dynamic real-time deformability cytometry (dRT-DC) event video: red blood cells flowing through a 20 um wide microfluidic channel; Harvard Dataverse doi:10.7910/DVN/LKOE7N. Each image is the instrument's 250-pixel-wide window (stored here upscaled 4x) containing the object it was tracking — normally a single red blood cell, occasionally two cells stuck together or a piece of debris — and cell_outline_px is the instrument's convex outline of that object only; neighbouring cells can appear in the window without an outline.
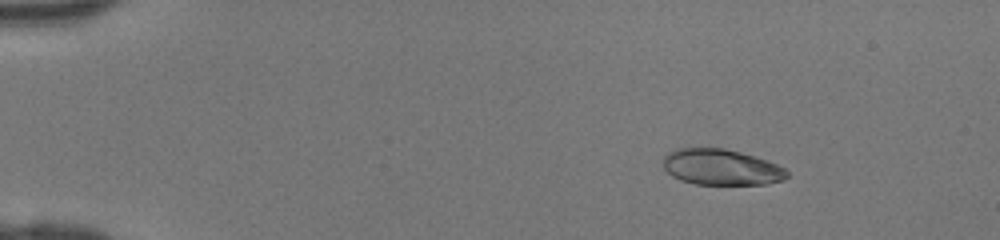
{"species": "human", "species_latin": "Homo sapiens", "temperature_condition": "room temperature", "stored_images_in_passage": 40, "camera_frame_rate_fps": 3000, "um_per_image_px": 0.085, "donor": {"sex": "female"}, "frame": {"image": 1, "passage_image": 1, "time_ms": 0.0, "image_size_px": [1000, 240], "cell_outline_px": [[788, 176], [784, 180], [768, 184], [696, 184], [680, 180], [672, 176], [664, 168], [664, 156], [668, 152], [676, 148], [724, 148], [740, 152], [768, 160], [784, 168], [788, 172]], "centroid_in_image_um": [61.31, 14.21], "position_along_channel_um": 23.7, "area_um2": 25.95}}
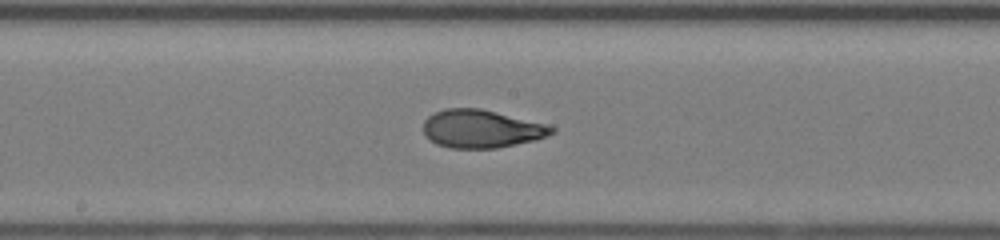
{"frame": {"image": 2, "passage_image": 20, "time_ms": 6.333, "image_size_px": [1000, 240], "cell_outline_px": [[556, 132], [548, 136], [536, 140], [496, 148], [448, 148], [436, 144], [424, 132], [424, 120], [428, 116], [444, 108], [480, 108], [548, 124], [556, 128]], "centroid_in_image_um": [40.96, 10.95], "position_along_channel_um": 207.2, "area_um2": 28.55}}
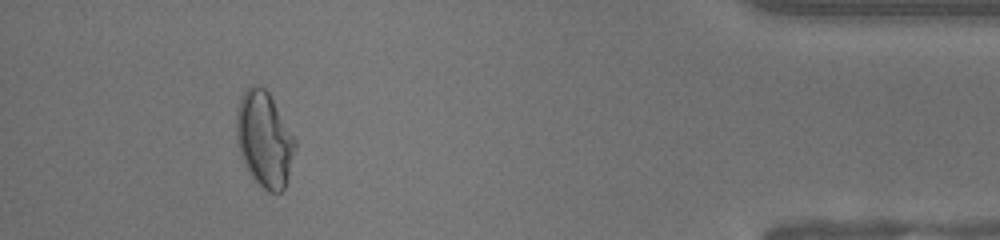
{"frame": {"image": 3, "passage_image": 37, "time_ms": 12.0, "image_size_px": [1000, 240], "cell_outline_px": [[296, 148], [288, 180], [284, 188], [280, 192], [268, 192], [252, 176], [236, 144], [236, 112], [240, 100], [244, 92], [252, 84], [264, 88], [268, 92], [296, 140]], "centroid_in_image_um": [22.48, 11.84], "position_along_channel_um": 412.7, "area_um2": 32.25}}